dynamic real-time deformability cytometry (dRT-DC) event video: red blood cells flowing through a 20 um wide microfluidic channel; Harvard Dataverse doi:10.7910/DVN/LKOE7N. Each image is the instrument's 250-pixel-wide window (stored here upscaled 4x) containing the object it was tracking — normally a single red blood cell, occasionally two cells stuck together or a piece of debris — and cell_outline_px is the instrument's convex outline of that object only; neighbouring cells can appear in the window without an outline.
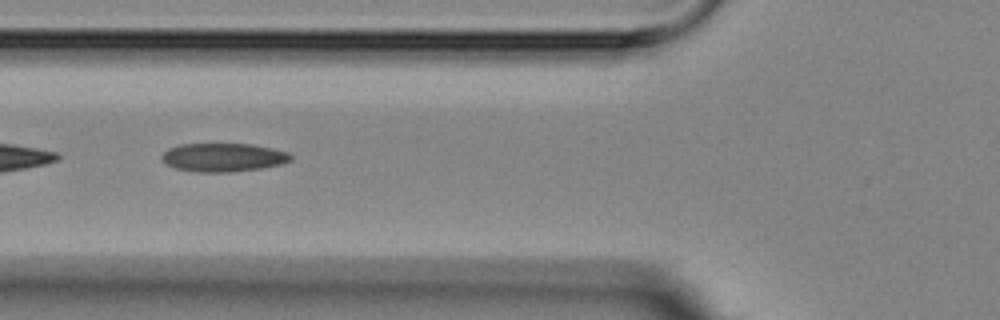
{"species": "Egyptian fruit bat (a non-hibernating species)", "species_latin": "Rousettus aegyptiacus", "temperature_condition": "room temperature", "stored_images_in_passage": 7, "camera_frame_rate_fps": 3000, "um_per_image_px": 0.085, "animal": {"sex": "female"}, "frame": {"image": 1, "passage_image": 4, "time_ms": 5.0, "image_size_px": [1000, 320], "cell_outline_px": [[292, 160], [280, 164], [260, 168], [228, 172], [196, 172], [176, 168], [160, 160], [160, 156], [168, 148], [180, 144], [252, 144], [272, 148], [288, 152], [292, 156]], "centroid_in_image_um": [18.95, 13.37], "position_along_channel_um": 106.8, "area_um2": 21.39}}
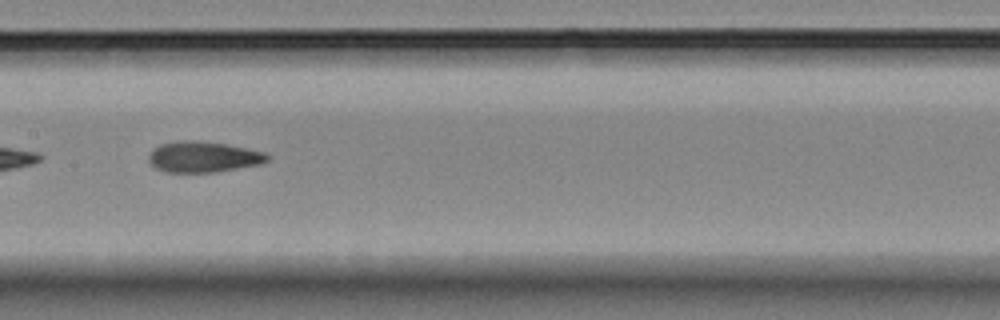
{"frame": {"image": 2, "passage_image": 6, "time_ms": 7.333, "image_size_px": [1000, 320], "cell_outline_px": [[272, 156], [268, 160], [260, 164], [216, 172], [168, 172], [156, 168], [148, 160], [148, 156], [152, 148], [160, 144], [176, 140], [196, 140], [228, 144], [264, 152]], "centroid_in_image_um": [17.27, 13.32], "position_along_channel_um": 190.1, "area_um2": 21.5}}
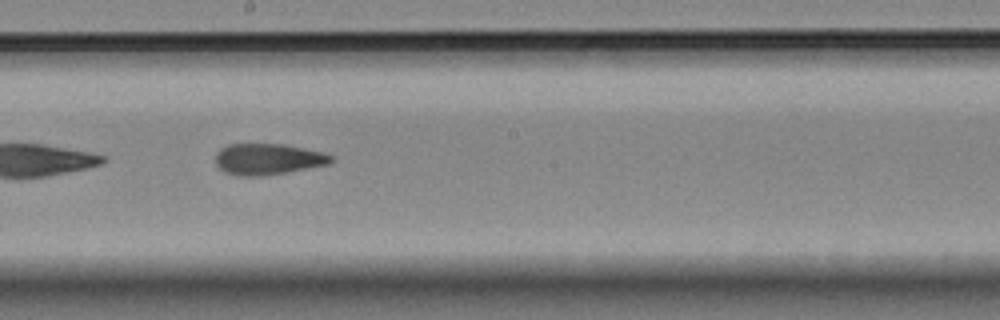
{"frame": {"image": 3, "passage_image": 7, "time_ms": 8.333, "image_size_px": [1000, 320], "cell_outline_px": [[332, 160], [328, 164], [284, 172], [260, 176], [236, 176], [224, 172], [216, 164], [216, 152], [220, 148], [228, 144], [284, 144], [320, 152], [332, 156]], "centroid_in_image_um": [22.69, 13.52], "position_along_channel_um": 225.5, "area_um2": 20.69}}